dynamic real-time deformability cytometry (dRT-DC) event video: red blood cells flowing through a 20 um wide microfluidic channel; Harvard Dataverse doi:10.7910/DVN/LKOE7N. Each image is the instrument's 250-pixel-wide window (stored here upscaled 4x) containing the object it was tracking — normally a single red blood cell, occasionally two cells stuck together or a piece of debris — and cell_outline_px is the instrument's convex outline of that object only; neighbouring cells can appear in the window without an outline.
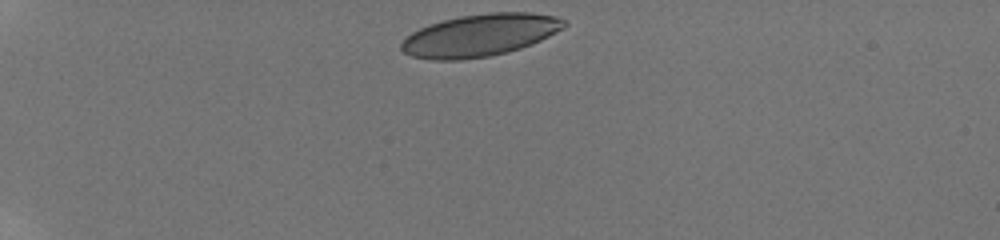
{"species": "human", "species_latin": "Homo sapiens", "temperature_condition": "room temperature", "stored_images_in_passage": 21, "camera_frame_rate_fps": 3000, "um_per_image_px": 0.085, "donor": {"sex": "male"}, "frame": {"image": 1, "passage_image": 1, "time_ms": 0.0, "image_size_px": [1000, 240], "cell_outline_px": [[568, 24], [564, 28], [540, 40], [520, 48], [508, 52], [488, 56], [460, 60], [432, 60], [412, 56], [404, 52], [400, 48], [400, 44], [412, 32], [428, 24], [460, 16], [488, 12], [532, 12], [556, 16], [568, 20]], "centroid_in_image_um": [40.82, 2.98], "position_along_channel_um": 44.2, "area_um2": 40.17}}
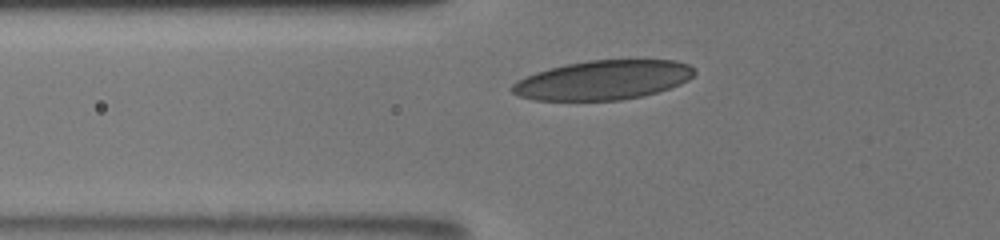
{"frame": {"image": 2, "passage_image": 20, "time_ms": 2.333, "image_size_px": [1000, 240], "cell_outline_px": [[696, 72], [688, 80], [680, 84], [644, 96], [620, 100], [536, 100], [520, 96], [512, 92], [508, 88], [516, 80], [524, 76], [536, 72], [564, 64], [588, 60], [676, 60], [688, 64], [696, 68]], "centroid_in_image_um": [51.25, 6.8], "position_along_channel_um": 74.6, "area_um2": 41.96}}